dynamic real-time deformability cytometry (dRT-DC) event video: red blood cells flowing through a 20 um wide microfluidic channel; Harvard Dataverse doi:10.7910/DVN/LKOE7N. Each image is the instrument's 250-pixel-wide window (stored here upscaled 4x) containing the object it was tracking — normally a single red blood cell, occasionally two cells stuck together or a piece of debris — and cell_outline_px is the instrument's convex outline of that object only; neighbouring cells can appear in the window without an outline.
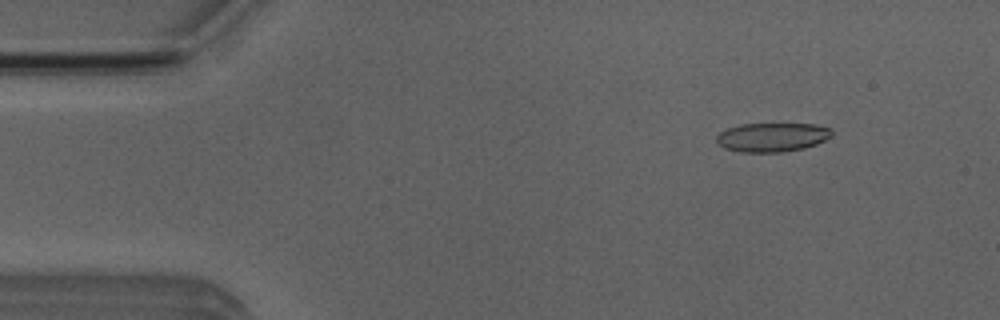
{"species": "Egyptian fruit bat (a non-hibernating species)", "species_latin": "Rousettus aegyptiacus", "temperature_condition": "room temperature", "stored_images_in_passage": 52, "camera_frame_rate_fps": 3000, "um_per_image_px": 0.085, "animal": {"sex": "male"}, "frame": {"image": 1, "passage_image": 5, "time_ms": 1.333, "image_size_px": [1000, 320], "cell_outline_px": [[832, 136], [816, 144], [804, 148], [780, 152], [740, 152], [724, 148], [716, 140], [716, 136], [720, 132], [728, 128], [740, 124], [816, 124], [832, 128]], "centroid_in_image_um": [65.65, 11.66], "position_along_channel_um": 19.4, "area_um2": 19.48}}
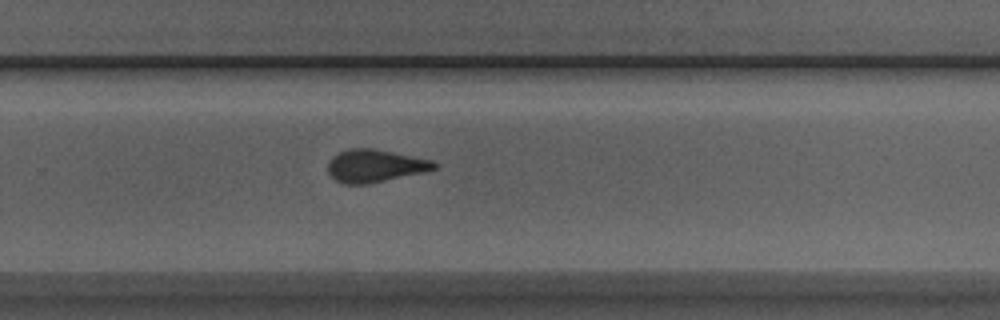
{"frame": {"image": 2, "passage_image": 33, "time_ms": 10.667, "image_size_px": [1000, 320], "cell_outline_px": [[436, 168], [424, 172], [368, 184], [344, 184], [336, 180], [328, 172], [328, 164], [332, 156], [348, 148], [376, 148], [432, 160], [436, 164]], "centroid_in_image_um": [31.86, 14.09], "position_along_channel_um": 297.9, "area_um2": 20.23}}
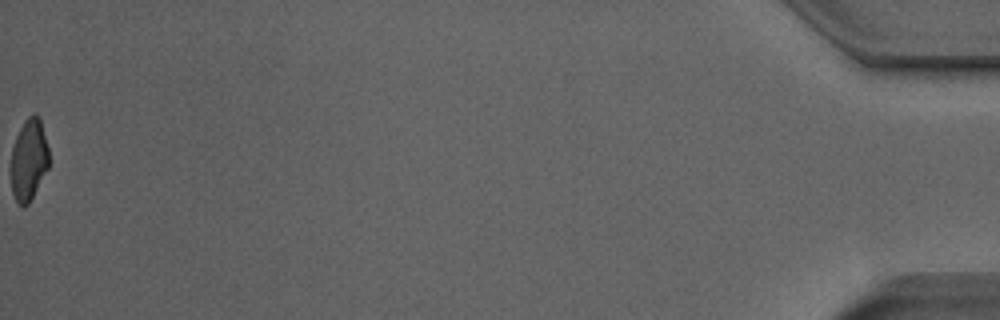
{"frame": {"image": 3, "passage_image": 52, "time_ms": 17.0, "image_size_px": [1000, 320], "cell_outline_px": [[48, 168], [28, 204], [24, 208], [16, 200], [12, 192], [12, 148], [16, 136], [24, 120], [32, 112], [36, 112], [40, 120], [48, 148]], "centroid_in_image_um": [2.45, 13.54], "position_along_channel_um": 432.8, "area_um2": 17.74}, "authors_computed_cell_mechanics": {"area_um2": 20.23, "velocity_mm_per_s": 3.8657, "shape_relaxation_time_tau1_ms": null, "shape_relaxation_time_tau2_ms": 1.3552, "deformation_change_tau1": null, "deformation_change_tau2": 0.0851}}